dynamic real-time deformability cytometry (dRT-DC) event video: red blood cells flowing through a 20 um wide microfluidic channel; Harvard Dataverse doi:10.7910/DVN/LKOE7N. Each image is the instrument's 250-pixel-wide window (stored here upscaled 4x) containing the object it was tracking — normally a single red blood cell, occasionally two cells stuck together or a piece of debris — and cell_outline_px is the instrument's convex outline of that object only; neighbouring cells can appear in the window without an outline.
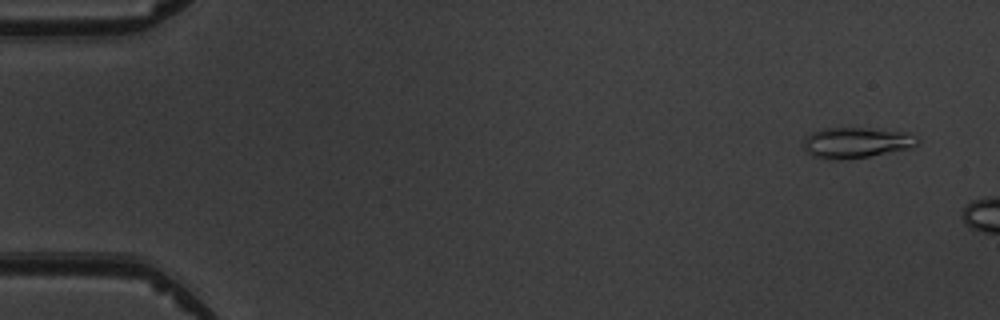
{"species": "common noctule bat (a hibernating species)", "species_latin": "Nyctalus noctula", "temperature_condition": "warm", "stored_images_in_passage": 3, "camera_frame_rate_fps": 3000, "um_per_image_px": 0.085, "animal": {"sex": "male", "body_mass_g": 19.5, "forearm_length_mm": 54.6}, "frame": {"image": 1, "passage_image": 1, "time_ms": 0.0, "image_size_px": [1000, 320], "cell_outline_px": [[920, 140], [912, 148], [868, 156], [840, 160], [828, 160], [812, 156], [804, 148], [804, 136], [812, 132], [824, 128], [868, 128], [908, 132], [916, 136]], "centroid_in_image_um": [72.77, 12.12], "position_along_channel_um": 12.2, "area_um2": 20.52}}